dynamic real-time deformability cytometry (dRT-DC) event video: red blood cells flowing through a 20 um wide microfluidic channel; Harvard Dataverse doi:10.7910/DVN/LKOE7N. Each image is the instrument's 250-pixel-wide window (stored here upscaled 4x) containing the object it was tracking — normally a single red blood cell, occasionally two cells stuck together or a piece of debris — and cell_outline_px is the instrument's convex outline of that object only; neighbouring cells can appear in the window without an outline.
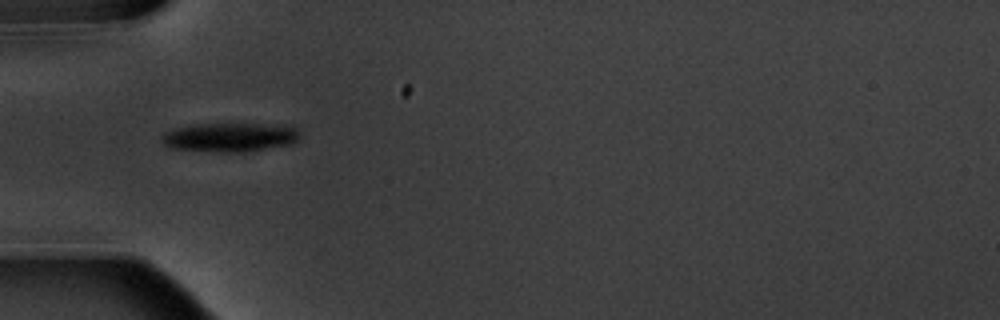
{"species": "common noctule bat (a hibernating species)", "species_latin": "Nyctalus noctula", "temperature_condition": "warm", "stored_images_in_passage": 1, "camera_frame_rate_fps": 3000, "um_per_image_px": 0.085, "animal": {"sex": "male", "body_mass_g": 20.1, "forearm_length_mm": 53.5}, "frame": {"image": 1, "passage_image": 1, "time_ms": 0.0, "image_size_px": [1000, 320], "cell_outline_px": [[300, 136], [292, 144], [244, 152], [220, 152], [172, 148], [164, 144], [160, 140], [160, 136], [164, 132], [176, 128], [192, 124], [256, 124], [296, 128], [300, 132]], "centroid_in_image_um": [19.48, 11.67], "position_along_channel_um": 65.5, "area_um2": 23.12}}